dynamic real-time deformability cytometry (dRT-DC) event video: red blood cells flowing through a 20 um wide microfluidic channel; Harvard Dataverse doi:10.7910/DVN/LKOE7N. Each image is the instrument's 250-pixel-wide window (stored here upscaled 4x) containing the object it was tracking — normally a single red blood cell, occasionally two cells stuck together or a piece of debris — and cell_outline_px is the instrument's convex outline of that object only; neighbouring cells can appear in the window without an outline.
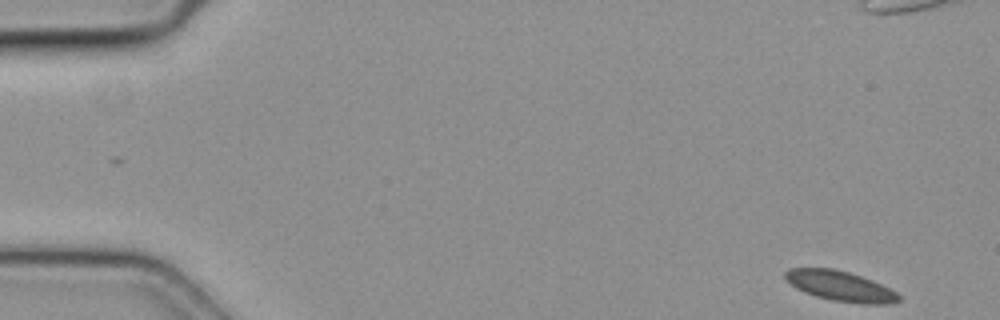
{"species": "common noctule bat (a hibernating species)", "species_latin": "Nyctalus noctula", "temperature_condition": "cold", "stored_images_in_passage": 11, "camera_frame_rate_fps": 3000, "um_per_image_px": 0.085, "animal": {"sex": "female", "body_mass_g": 19.3, "forearm_length_mm": 54.1}, "frame": {"image": 1, "passage_image": 1, "time_ms": 0.0, "image_size_px": [1000, 320], "cell_outline_px": [[900, 300], [892, 304], [864, 304], [832, 300], [816, 296], [804, 292], [796, 288], [784, 276], [784, 272], [788, 268], [832, 268], [848, 272], [872, 280], [896, 292], [900, 296]], "centroid_in_image_um": [71.43, 24.32], "position_along_channel_um": 13.6, "area_um2": 19.77}}